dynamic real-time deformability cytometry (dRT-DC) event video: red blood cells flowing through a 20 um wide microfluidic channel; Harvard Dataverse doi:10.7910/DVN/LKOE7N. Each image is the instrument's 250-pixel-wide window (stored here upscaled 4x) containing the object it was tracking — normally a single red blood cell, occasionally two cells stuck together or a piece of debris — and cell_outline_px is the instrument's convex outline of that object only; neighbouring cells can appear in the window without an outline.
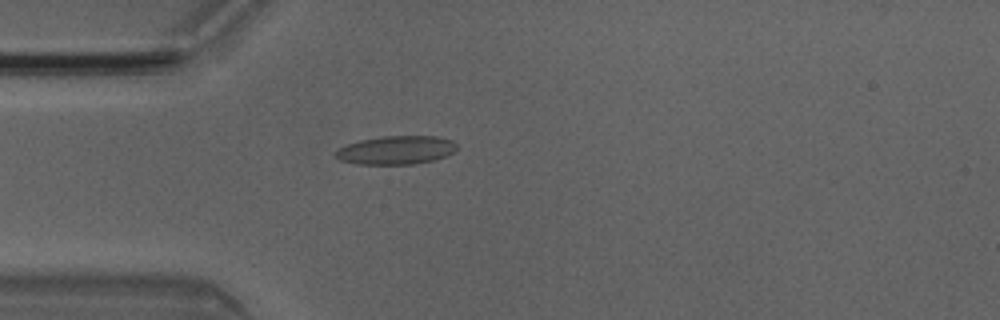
{"species": "Egyptian fruit bat (a non-hibernating species)", "species_latin": "Rousettus aegyptiacus", "temperature_condition": "room temperature", "stored_images_in_passage": 4, "camera_frame_rate_fps": 3000, "um_per_image_px": 0.085, "animal": {"sex": "male"}, "frame": {"image": 1, "passage_image": 4, "time_ms": 1.0, "image_size_px": [1000, 320], "cell_outline_px": [[456, 148], [452, 152], [444, 156], [432, 160], [412, 164], [356, 164], [340, 160], [336, 156], [336, 152], [340, 148], [348, 144], [360, 140], [380, 136], [436, 136], [452, 140], [456, 144]], "centroid_in_image_um": [33.66, 12.75], "position_along_channel_um": 51.3, "area_um2": 19.88}}